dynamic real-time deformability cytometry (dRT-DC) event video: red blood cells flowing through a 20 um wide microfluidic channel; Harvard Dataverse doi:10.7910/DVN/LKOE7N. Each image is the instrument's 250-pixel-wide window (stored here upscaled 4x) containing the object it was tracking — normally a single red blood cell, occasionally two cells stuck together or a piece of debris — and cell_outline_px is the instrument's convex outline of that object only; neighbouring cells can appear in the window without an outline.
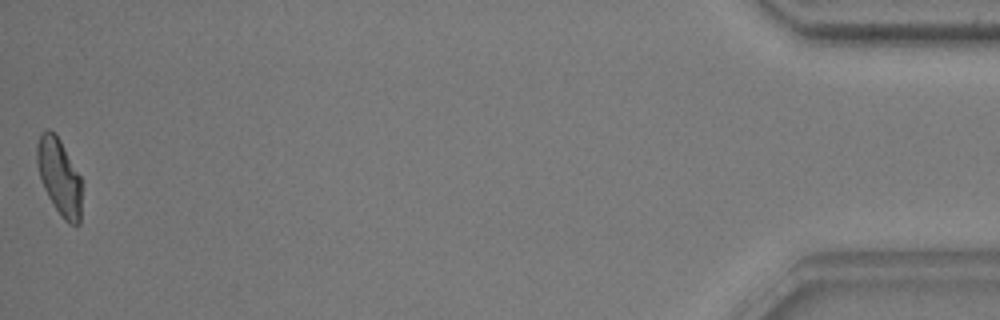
{"species": "common noctule bat (a hibernating species)", "species_latin": "Nyctalus noctula", "temperature_condition": "warm", "stored_images_in_passage": 39, "camera_frame_rate_fps": 3000, "um_per_image_px": 0.085, "animal": {"sex": "male", "body_mass_g": 17.9, "forearm_length_mm": 54.2}, "frame": {"image": 1, "passage_image": 39, "time_ms": 12.667, "image_size_px": [1000, 320], "cell_outline_px": [[80, 224], [76, 228], [68, 224], [64, 220], [48, 196], [44, 188], [40, 176], [36, 160], [36, 144], [40, 132], [48, 128], [56, 132], [80, 176]], "centroid_in_image_um": [5.02, 14.99], "position_along_channel_um": 430.2, "area_um2": 20.0}, "authors_computed_cell_mechanics": {"area_um2": 20.2878, "velocity_mm_per_s": 3.7568, "shape_relaxation_time_tau1_ms": 7.4379, "shape_relaxation_time_tau2_ms": 1.4327, "deformation_change_tau1": 0.1944, "deformation_change_tau2": 0.0786}}